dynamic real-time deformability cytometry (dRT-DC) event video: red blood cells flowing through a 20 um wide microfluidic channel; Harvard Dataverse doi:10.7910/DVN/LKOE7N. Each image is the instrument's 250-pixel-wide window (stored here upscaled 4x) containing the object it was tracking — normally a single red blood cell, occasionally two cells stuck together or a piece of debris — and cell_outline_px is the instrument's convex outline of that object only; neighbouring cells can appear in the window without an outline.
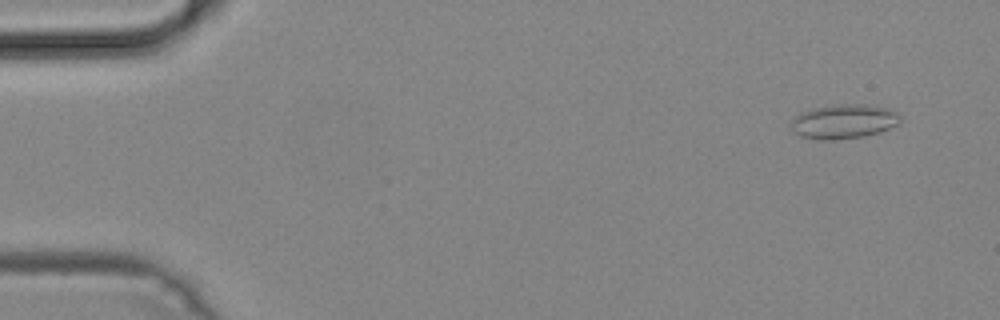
{"species": "common noctule bat (a hibernating species)", "species_latin": "Nyctalus noctula", "temperature_condition": "cold", "stored_images_in_passage": 50, "camera_frame_rate_fps": 3000, "um_per_image_px": 0.085, "animal": {"sex": "male", "body_mass_g": 19.2, "forearm_length_mm": 51.8}, "frame": {"image": 1, "passage_image": 4, "time_ms": 1.0, "image_size_px": [1000, 320], "cell_outline_px": [[900, 120], [896, 124], [880, 132], [864, 136], [836, 140], [820, 140], [800, 136], [796, 132], [792, 120], [800, 112], [812, 108], [832, 104], [868, 104], [884, 108], [896, 112], [900, 116]], "centroid_in_image_um": [71.72, 10.32], "position_along_channel_um": 13.3, "area_um2": 21.68}}
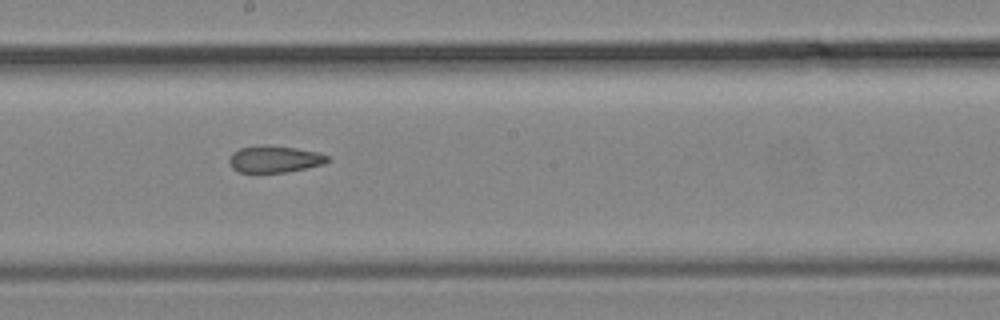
{"frame": {"image": 2, "passage_image": 28, "time_ms": 9.0, "image_size_px": [1000, 320], "cell_outline_px": [[332, 160], [324, 164], [284, 172], [240, 172], [232, 168], [228, 160], [232, 152], [240, 148], [296, 148], [316, 152], [328, 156]], "centroid_in_image_um": [23.36, 13.57], "position_along_channel_um": 224.8, "area_um2": 14.51}}
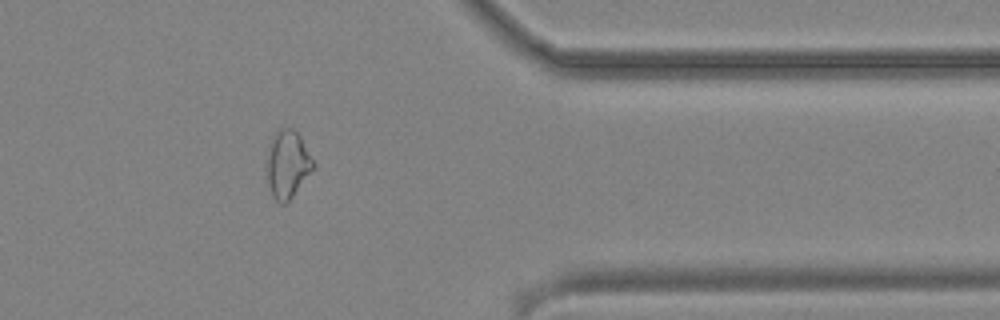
{"frame": {"image": 3, "passage_image": 41, "time_ms": 13.333, "image_size_px": [1000, 320], "cell_outline_px": [[316, 168], [292, 196], [284, 204], [280, 204], [272, 196], [268, 184], [268, 144], [276, 132], [280, 128], [292, 128], [300, 136], [316, 164]], "centroid_in_image_um": [24.47, 13.96], "position_along_channel_um": 386.9, "area_um2": 18.26}}